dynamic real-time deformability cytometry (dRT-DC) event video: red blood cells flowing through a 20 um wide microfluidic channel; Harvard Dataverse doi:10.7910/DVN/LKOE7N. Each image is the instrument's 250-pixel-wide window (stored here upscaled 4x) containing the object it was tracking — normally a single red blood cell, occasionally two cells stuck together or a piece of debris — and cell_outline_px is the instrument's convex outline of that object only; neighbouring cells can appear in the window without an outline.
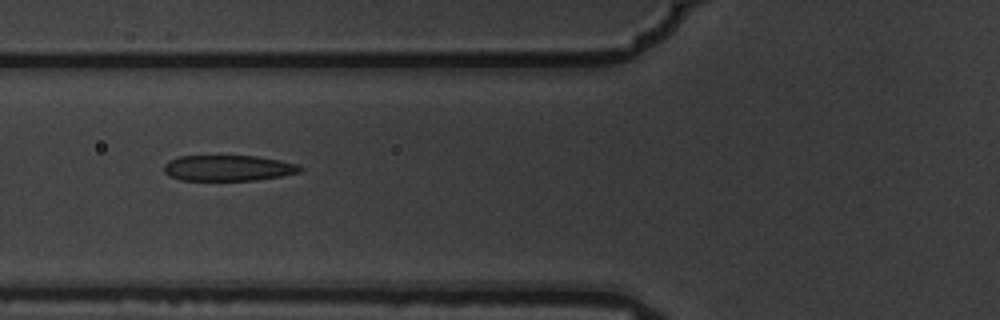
{"species": "common noctule bat (a hibernating species)", "species_latin": "Nyctalus noctula", "temperature_condition": "warm", "stored_images_in_passage": 6, "camera_frame_rate_fps": 3000, "um_per_image_px": 0.085, "animal": {"sex": "male", "body_mass_g": 19.5, "forearm_length_mm": 54.6}, "frame": {"image": 1, "passage_image": 6, "time_ms": 1.667, "image_size_px": [1000, 320], "cell_outline_px": [[304, 168], [300, 172], [280, 176], [256, 180], [180, 180], [168, 176], [164, 172], [164, 164], [168, 160], [180, 156], [256, 156], [280, 160], [296, 164]], "centroid_in_image_um": [19.36, 14.28], "position_along_channel_um": 106.4, "area_um2": 20.46}}